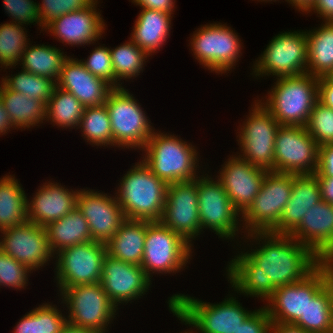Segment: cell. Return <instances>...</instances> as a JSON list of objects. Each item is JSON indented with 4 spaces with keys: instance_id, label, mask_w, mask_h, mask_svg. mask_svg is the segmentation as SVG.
I'll return each mask as SVG.
<instances>
[{
    "instance_id": "1",
    "label": "cell",
    "mask_w": 333,
    "mask_h": 333,
    "mask_svg": "<svg viewBox=\"0 0 333 333\" xmlns=\"http://www.w3.org/2000/svg\"><path fill=\"white\" fill-rule=\"evenodd\" d=\"M245 235L246 239L262 244L259 248L237 254L226 267L231 288L245 296L267 301L276 287L301 281L322 262L290 235L271 232Z\"/></svg>"
},
{
    "instance_id": "3",
    "label": "cell",
    "mask_w": 333,
    "mask_h": 333,
    "mask_svg": "<svg viewBox=\"0 0 333 333\" xmlns=\"http://www.w3.org/2000/svg\"><path fill=\"white\" fill-rule=\"evenodd\" d=\"M115 194L126 219L160 221L168 184L141 160L121 178Z\"/></svg>"
},
{
    "instance_id": "36",
    "label": "cell",
    "mask_w": 333,
    "mask_h": 333,
    "mask_svg": "<svg viewBox=\"0 0 333 333\" xmlns=\"http://www.w3.org/2000/svg\"><path fill=\"white\" fill-rule=\"evenodd\" d=\"M55 305L43 303L25 314L13 333H61L68 323L67 316Z\"/></svg>"
},
{
    "instance_id": "37",
    "label": "cell",
    "mask_w": 333,
    "mask_h": 333,
    "mask_svg": "<svg viewBox=\"0 0 333 333\" xmlns=\"http://www.w3.org/2000/svg\"><path fill=\"white\" fill-rule=\"evenodd\" d=\"M115 88H121V79H133L143 72L145 60L149 55L138 47L131 39L115 49L110 47ZM119 81V82H118Z\"/></svg>"
},
{
    "instance_id": "49",
    "label": "cell",
    "mask_w": 333,
    "mask_h": 333,
    "mask_svg": "<svg viewBox=\"0 0 333 333\" xmlns=\"http://www.w3.org/2000/svg\"><path fill=\"white\" fill-rule=\"evenodd\" d=\"M318 98L321 103L333 109V84L325 76L319 78Z\"/></svg>"
},
{
    "instance_id": "51",
    "label": "cell",
    "mask_w": 333,
    "mask_h": 333,
    "mask_svg": "<svg viewBox=\"0 0 333 333\" xmlns=\"http://www.w3.org/2000/svg\"><path fill=\"white\" fill-rule=\"evenodd\" d=\"M321 188V198L333 205V177H317Z\"/></svg>"
},
{
    "instance_id": "4",
    "label": "cell",
    "mask_w": 333,
    "mask_h": 333,
    "mask_svg": "<svg viewBox=\"0 0 333 333\" xmlns=\"http://www.w3.org/2000/svg\"><path fill=\"white\" fill-rule=\"evenodd\" d=\"M319 78L305 73L277 78L260 103L281 126H305L318 98Z\"/></svg>"
},
{
    "instance_id": "12",
    "label": "cell",
    "mask_w": 333,
    "mask_h": 333,
    "mask_svg": "<svg viewBox=\"0 0 333 333\" xmlns=\"http://www.w3.org/2000/svg\"><path fill=\"white\" fill-rule=\"evenodd\" d=\"M254 101L247 119L239 127L240 132H237V141L243 153L238 156L254 166L274 172V145L281 125L259 100Z\"/></svg>"
},
{
    "instance_id": "39",
    "label": "cell",
    "mask_w": 333,
    "mask_h": 333,
    "mask_svg": "<svg viewBox=\"0 0 333 333\" xmlns=\"http://www.w3.org/2000/svg\"><path fill=\"white\" fill-rule=\"evenodd\" d=\"M23 26L11 21L0 24V68H12L20 64L18 62L30 43Z\"/></svg>"
},
{
    "instance_id": "18",
    "label": "cell",
    "mask_w": 333,
    "mask_h": 333,
    "mask_svg": "<svg viewBox=\"0 0 333 333\" xmlns=\"http://www.w3.org/2000/svg\"><path fill=\"white\" fill-rule=\"evenodd\" d=\"M0 232L3 234L0 250L31 271L38 270L55 256L43 226L27 221Z\"/></svg>"
},
{
    "instance_id": "27",
    "label": "cell",
    "mask_w": 333,
    "mask_h": 333,
    "mask_svg": "<svg viewBox=\"0 0 333 333\" xmlns=\"http://www.w3.org/2000/svg\"><path fill=\"white\" fill-rule=\"evenodd\" d=\"M162 11L142 8L135 20L131 39L149 56L162 48L170 36L173 15ZM153 53V54H152Z\"/></svg>"
},
{
    "instance_id": "56",
    "label": "cell",
    "mask_w": 333,
    "mask_h": 333,
    "mask_svg": "<svg viewBox=\"0 0 333 333\" xmlns=\"http://www.w3.org/2000/svg\"><path fill=\"white\" fill-rule=\"evenodd\" d=\"M330 272L331 280L333 281V250L322 260Z\"/></svg>"
},
{
    "instance_id": "50",
    "label": "cell",
    "mask_w": 333,
    "mask_h": 333,
    "mask_svg": "<svg viewBox=\"0 0 333 333\" xmlns=\"http://www.w3.org/2000/svg\"><path fill=\"white\" fill-rule=\"evenodd\" d=\"M317 13L323 22H333V0H315L314 5L308 11Z\"/></svg>"
},
{
    "instance_id": "46",
    "label": "cell",
    "mask_w": 333,
    "mask_h": 333,
    "mask_svg": "<svg viewBox=\"0 0 333 333\" xmlns=\"http://www.w3.org/2000/svg\"><path fill=\"white\" fill-rule=\"evenodd\" d=\"M271 324L269 314L263 306L255 309L235 333H271Z\"/></svg>"
},
{
    "instance_id": "26",
    "label": "cell",
    "mask_w": 333,
    "mask_h": 333,
    "mask_svg": "<svg viewBox=\"0 0 333 333\" xmlns=\"http://www.w3.org/2000/svg\"><path fill=\"white\" fill-rule=\"evenodd\" d=\"M321 200V188L315 174H294L289 201L284 207L279 223L271 233L289 235L300 224L306 211Z\"/></svg>"
},
{
    "instance_id": "13",
    "label": "cell",
    "mask_w": 333,
    "mask_h": 333,
    "mask_svg": "<svg viewBox=\"0 0 333 333\" xmlns=\"http://www.w3.org/2000/svg\"><path fill=\"white\" fill-rule=\"evenodd\" d=\"M106 244L88 241L56 253L55 275L60 293L76 285L95 284L101 281Z\"/></svg>"
},
{
    "instance_id": "23",
    "label": "cell",
    "mask_w": 333,
    "mask_h": 333,
    "mask_svg": "<svg viewBox=\"0 0 333 333\" xmlns=\"http://www.w3.org/2000/svg\"><path fill=\"white\" fill-rule=\"evenodd\" d=\"M289 235L324 260L333 250V205L323 200L312 205Z\"/></svg>"
},
{
    "instance_id": "57",
    "label": "cell",
    "mask_w": 333,
    "mask_h": 333,
    "mask_svg": "<svg viewBox=\"0 0 333 333\" xmlns=\"http://www.w3.org/2000/svg\"><path fill=\"white\" fill-rule=\"evenodd\" d=\"M325 77L333 84V69L328 72Z\"/></svg>"
},
{
    "instance_id": "55",
    "label": "cell",
    "mask_w": 333,
    "mask_h": 333,
    "mask_svg": "<svg viewBox=\"0 0 333 333\" xmlns=\"http://www.w3.org/2000/svg\"><path fill=\"white\" fill-rule=\"evenodd\" d=\"M61 333H98L92 329L88 328H83V327H78L74 326L70 323H67Z\"/></svg>"
},
{
    "instance_id": "34",
    "label": "cell",
    "mask_w": 333,
    "mask_h": 333,
    "mask_svg": "<svg viewBox=\"0 0 333 333\" xmlns=\"http://www.w3.org/2000/svg\"><path fill=\"white\" fill-rule=\"evenodd\" d=\"M67 58L68 56L55 46L44 44L30 46L29 43L19 62L23 70L47 77L57 83L62 65Z\"/></svg>"
},
{
    "instance_id": "43",
    "label": "cell",
    "mask_w": 333,
    "mask_h": 333,
    "mask_svg": "<svg viewBox=\"0 0 333 333\" xmlns=\"http://www.w3.org/2000/svg\"><path fill=\"white\" fill-rule=\"evenodd\" d=\"M31 270L0 250V287L25 288Z\"/></svg>"
},
{
    "instance_id": "14",
    "label": "cell",
    "mask_w": 333,
    "mask_h": 333,
    "mask_svg": "<svg viewBox=\"0 0 333 333\" xmlns=\"http://www.w3.org/2000/svg\"><path fill=\"white\" fill-rule=\"evenodd\" d=\"M331 279L327 266L321 262L299 282L276 287L265 308L271 322L294 324L304 315L308 301Z\"/></svg>"
},
{
    "instance_id": "42",
    "label": "cell",
    "mask_w": 333,
    "mask_h": 333,
    "mask_svg": "<svg viewBox=\"0 0 333 333\" xmlns=\"http://www.w3.org/2000/svg\"><path fill=\"white\" fill-rule=\"evenodd\" d=\"M95 0H42L38 4L40 27L43 29L48 23L66 13L82 10L90 6Z\"/></svg>"
},
{
    "instance_id": "38",
    "label": "cell",
    "mask_w": 333,
    "mask_h": 333,
    "mask_svg": "<svg viewBox=\"0 0 333 333\" xmlns=\"http://www.w3.org/2000/svg\"><path fill=\"white\" fill-rule=\"evenodd\" d=\"M78 128L89 144L113 146L111 121L105 104L85 107Z\"/></svg>"
},
{
    "instance_id": "2",
    "label": "cell",
    "mask_w": 333,
    "mask_h": 333,
    "mask_svg": "<svg viewBox=\"0 0 333 333\" xmlns=\"http://www.w3.org/2000/svg\"><path fill=\"white\" fill-rule=\"evenodd\" d=\"M167 303L174 316L199 333H235L255 311L245 310L232 295L223 302L212 304L189 295L174 294Z\"/></svg>"
},
{
    "instance_id": "54",
    "label": "cell",
    "mask_w": 333,
    "mask_h": 333,
    "mask_svg": "<svg viewBox=\"0 0 333 333\" xmlns=\"http://www.w3.org/2000/svg\"><path fill=\"white\" fill-rule=\"evenodd\" d=\"M294 6L298 11H302L303 13H308V11L314 5L315 0H285Z\"/></svg>"
},
{
    "instance_id": "29",
    "label": "cell",
    "mask_w": 333,
    "mask_h": 333,
    "mask_svg": "<svg viewBox=\"0 0 333 333\" xmlns=\"http://www.w3.org/2000/svg\"><path fill=\"white\" fill-rule=\"evenodd\" d=\"M45 229L54 254L64 248L92 241L88 222L77 207L61 219L49 223Z\"/></svg>"
},
{
    "instance_id": "16",
    "label": "cell",
    "mask_w": 333,
    "mask_h": 333,
    "mask_svg": "<svg viewBox=\"0 0 333 333\" xmlns=\"http://www.w3.org/2000/svg\"><path fill=\"white\" fill-rule=\"evenodd\" d=\"M205 175L197 177L201 232L207 228L219 238L234 239L240 230L237 220L241 214L233 207L221 182Z\"/></svg>"
},
{
    "instance_id": "25",
    "label": "cell",
    "mask_w": 333,
    "mask_h": 333,
    "mask_svg": "<svg viewBox=\"0 0 333 333\" xmlns=\"http://www.w3.org/2000/svg\"><path fill=\"white\" fill-rule=\"evenodd\" d=\"M79 190H72L59 183L45 182L37 189L32 200H27L28 221L46 227L61 219L77 207Z\"/></svg>"
},
{
    "instance_id": "31",
    "label": "cell",
    "mask_w": 333,
    "mask_h": 333,
    "mask_svg": "<svg viewBox=\"0 0 333 333\" xmlns=\"http://www.w3.org/2000/svg\"><path fill=\"white\" fill-rule=\"evenodd\" d=\"M317 28L306 32L307 67L309 74L320 78L333 69V22H324Z\"/></svg>"
},
{
    "instance_id": "21",
    "label": "cell",
    "mask_w": 333,
    "mask_h": 333,
    "mask_svg": "<svg viewBox=\"0 0 333 333\" xmlns=\"http://www.w3.org/2000/svg\"><path fill=\"white\" fill-rule=\"evenodd\" d=\"M217 175L233 207L242 214L259 194L267 170L232 155Z\"/></svg>"
},
{
    "instance_id": "44",
    "label": "cell",
    "mask_w": 333,
    "mask_h": 333,
    "mask_svg": "<svg viewBox=\"0 0 333 333\" xmlns=\"http://www.w3.org/2000/svg\"><path fill=\"white\" fill-rule=\"evenodd\" d=\"M87 60H80L83 66L93 75L105 80L115 88V75L113 72L110 48L104 46L95 47Z\"/></svg>"
},
{
    "instance_id": "40",
    "label": "cell",
    "mask_w": 333,
    "mask_h": 333,
    "mask_svg": "<svg viewBox=\"0 0 333 333\" xmlns=\"http://www.w3.org/2000/svg\"><path fill=\"white\" fill-rule=\"evenodd\" d=\"M11 76H6L1 81L9 89L22 93L31 99L39 100L46 106L56 86L53 80L35 75L23 69L17 74H11Z\"/></svg>"
},
{
    "instance_id": "52",
    "label": "cell",
    "mask_w": 333,
    "mask_h": 333,
    "mask_svg": "<svg viewBox=\"0 0 333 333\" xmlns=\"http://www.w3.org/2000/svg\"><path fill=\"white\" fill-rule=\"evenodd\" d=\"M271 333H310L300 327L293 324H283L272 322Z\"/></svg>"
},
{
    "instance_id": "48",
    "label": "cell",
    "mask_w": 333,
    "mask_h": 333,
    "mask_svg": "<svg viewBox=\"0 0 333 333\" xmlns=\"http://www.w3.org/2000/svg\"><path fill=\"white\" fill-rule=\"evenodd\" d=\"M141 8L174 14L175 0H131Z\"/></svg>"
},
{
    "instance_id": "8",
    "label": "cell",
    "mask_w": 333,
    "mask_h": 333,
    "mask_svg": "<svg viewBox=\"0 0 333 333\" xmlns=\"http://www.w3.org/2000/svg\"><path fill=\"white\" fill-rule=\"evenodd\" d=\"M192 249L177 232L160 221L147 220L141 267L149 278L153 277V273H177L185 268Z\"/></svg>"
},
{
    "instance_id": "28",
    "label": "cell",
    "mask_w": 333,
    "mask_h": 333,
    "mask_svg": "<svg viewBox=\"0 0 333 333\" xmlns=\"http://www.w3.org/2000/svg\"><path fill=\"white\" fill-rule=\"evenodd\" d=\"M146 231L147 220L126 219L106 243L107 255L141 266Z\"/></svg>"
},
{
    "instance_id": "22",
    "label": "cell",
    "mask_w": 333,
    "mask_h": 333,
    "mask_svg": "<svg viewBox=\"0 0 333 333\" xmlns=\"http://www.w3.org/2000/svg\"><path fill=\"white\" fill-rule=\"evenodd\" d=\"M98 0L82 10L66 13L55 18L44 28L63 44L89 45L101 39L105 32L106 24L101 17V12H97ZM48 29V30H47Z\"/></svg>"
},
{
    "instance_id": "59",
    "label": "cell",
    "mask_w": 333,
    "mask_h": 333,
    "mask_svg": "<svg viewBox=\"0 0 333 333\" xmlns=\"http://www.w3.org/2000/svg\"><path fill=\"white\" fill-rule=\"evenodd\" d=\"M192 331H193V330H191V331L189 330V332H188V331H185L184 333H193ZM181 333H182V332H181Z\"/></svg>"
},
{
    "instance_id": "9",
    "label": "cell",
    "mask_w": 333,
    "mask_h": 333,
    "mask_svg": "<svg viewBox=\"0 0 333 333\" xmlns=\"http://www.w3.org/2000/svg\"><path fill=\"white\" fill-rule=\"evenodd\" d=\"M60 295L62 304L69 309L68 323L98 333L108 332L107 326L119 309L110 301L100 282L66 287Z\"/></svg>"
},
{
    "instance_id": "32",
    "label": "cell",
    "mask_w": 333,
    "mask_h": 333,
    "mask_svg": "<svg viewBox=\"0 0 333 333\" xmlns=\"http://www.w3.org/2000/svg\"><path fill=\"white\" fill-rule=\"evenodd\" d=\"M310 333H333V281L330 279L311 299L304 315L293 324Z\"/></svg>"
},
{
    "instance_id": "15",
    "label": "cell",
    "mask_w": 333,
    "mask_h": 333,
    "mask_svg": "<svg viewBox=\"0 0 333 333\" xmlns=\"http://www.w3.org/2000/svg\"><path fill=\"white\" fill-rule=\"evenodd\" d=\"M319 146L305 126H280L274 145V172L315 174Z\"/></svg>"
},
{
    "instance_id": "53",
    "label": "cell",
    "mask_w": 333,
    "mask_h": 333,
    "mask_svg": "<svg viewBox=\"0 0 333 333\" xmlns=\"http://www.w3.org/2000/svg\"><path fill=\"white\" fill-rule=\"evenodd\" d=\"M11 127L14 129L10 117L7 114V111L5 110V107L3 106V103L0 99V135L7 134Z\"/></svg>"
},
{
    "instance_id": "45",
    "label": "cell",
    "mask_w": 333,
    "mask_h": 333,
    "mask_svg": "<svg viewBox=\"0 0 333 333\" xmlns=\"http://www.w3.org/2000/svg\"><path fill=\"white\" fill-rule=\"evenodd\" d=\"M4 8L16 24L36 23L40 27L38 4L33 0H3Z\"/></svg>"
},
{
    "instance_id": "41",
    "label": "cell",
    "mask_w": 333,
    "mask_h": 333,
    "mask_svg": "<svg viewBox=\"0 0 333 333\" xmlns=\"http://www.w3.org/2000/svg\"><path fill=\"white\" fill-rule=\"evenodd\" d=\"M305 128L319 147L333 143V109L318 100Z\"/></svg>"
},
{
    "instance_id": "33",
    "label": "cell",
    "mask_w": 333,
    "mask_h": 333,
    "mask_svg": "<svg viewBox=\"0 0 333 333\" xmlns=\"http://www.w3.org/2000/svg\"><path fill=\"white\" fill-rule=\"evenodd\" d=\"M19 183L14 175L0 178V231L28 221V198Z\"/></svg>"
},
{
    "instance_id": "20",
    "label": "cell",
    "mask_w": 333,
    "mask_h": 333,
    "mask_svg": "<svg viewBox=\"0 0 333 333\" xmlns=\"http://www.w3.org/2000/svg\"><path fill=\"white\" fill-rule=\"evenodd\" d=\"M104 192L79 190L77 208L86 218L92 241L107 243L126 220L116 196Z\"/></svg>"
},
{
    "instance_id": "35",
    "label": "cell",
    "mask_w": 333,
    "mask_h": 333,
    "mask_svg": "<svg viewBox=\"0 0 333 333\" xmlns=\"http://www.w3.org/2000/svg\"><path fill=\"white\" fill-rule=\"evenodd\" d=\"M85 106L70 92L55 86L46 104L45 120L61 128L80 125Z\"/></svg>"
},
{
    "instance_id": "7",
    "label": "cell",
    "mask_w": 333,
    "mask_h": 333,
    "mask_svg": "<svg viewBox=\"0 0 333 333\" xmlns=\"http://www.w3.org/2000/svg\"><path fill=\"white\" fill-rule=\"evenodd\" d=\"M294 174L268 171L259 194L241 214L242 226L247 233L271 232L279 223L284 207L289 201Z\"/></svg>"
},
{
    "instance_id": "10",
    "label": "cell",
    "mask_w": 333,
    "mask_h": 333,
    "mask_svg": "<svg viewBox=\"0 0 333 333\" xmlns=\"http://www.w3.org/2000/svg\"><path fill=\"white\" fill-rule=\"evenodd\" d=\"M306 31H287L275 35L258 57L252 74L277 78L308 73Z\"/></svg>"
},
{
    "instance_id": "5",
    "label": "cell",
    "mask_w": 333,
    "mask_h": 333,
    "mask_svg": "<svg viewBox=\"0 0 333 333\" xmlns=\"http://www.w3.org/2000/svg\"><path fill=\"white\" fill-rule=\"evenodd\" d=\"M143 162L151 172L167 184L195 180L199 166L198 152L174 134L153 132L146 145Z\"/></svg>"
},
{
    "instance_id": "30",
    "label": "cell",
    "mask_w": 333,
    "mask_h": 333,
    "mask_svg": "<svg viewBox=\"0 0 333 333\" xmlns=\"http://www.w3.org/2000/svg\"><path fill=\"white\" fill-rule=\"evenodd\" d=\"M0 84V99L15 129H26L43 123L46 106L41 101L9 89L2 81Z\"/></svg>"
},
{
    "instance_id": "24",
    "label": "cell",
    "mask_w": 333,
    "mask_h": 333,
    "mask_svg": "<svg viewBox=\"0 0 333 333\" xmlns=\"http://www.w3.org/2000/svg\"><path fill=\"white\" fill-rule=\"evenodd\" d=\"M56 86L73 94L85 107L105 104L114 89L87 70L80 60L69 56L62 65Z\"/></svg>"
},
{
    "instance_id": "11",
    "label": "cell",
    "mask_w": 333,
    "mask_h": 333,
    "mask_svg": "<svg viewBox=\"0 0 333 333\" xmlns=\"http://www.w3.org/2000/svg\"><path fill=\"white\" fill-rule=\"evenodd\" d=\"M231 27L221 23L203 25L190 38L195 59L211 72L225 74L241 57V40Z\"/></svg>"
},
{
    "instance_id": "17",
    "label": "cell",
    "mask_w": 333,
    "mask_h": 333,
    "mask_svg": "<svg viewBox=\"0 0 333 333\" xmlns=\"http://www.w3.org/2000/svg\"><path fill=\"white\" fill-rule=\"evenodd\" d=\"M197 189V178L168 184L160 220L163 225L177 232L192 247V239H196L201 233Z\"/></svg>"
},
{
    "instance_id": "6",
    "label": "cell",
    "mask_w": 333,
    "mask_h": 333,
    "mask_svg": "<svg viewBox=\"0 0 333 333\" xmlns=\"http://www.w3.org/2000/svg\"><path fill=\"white\" fill-rule=\"evenodd\" d=\"M105 106L111 121L113 146L143 149L155 128L133 94L124 87L114 88Z\"/></svg>"
},
{
    "instance_id": "58",
    "label": "cell",
    "mask_w": 333,
    "mask_h": 333,
    "mask_svg": "<svg viewBox=\"0 0 333 333\" xmlns=\"http://www.w3.org/2000/svg\"><path fill=\"white\" fill-rule=\"evenodd\" d=\"M259 1H261V2H262V1H265V2H269V1H270V2L272 1V2H273V1H274V2H275V1H278V0H259Z\"/></svg>"
},
{
    "instance_id": "47",
    "label": "cell",
    "mask_w": 333,
    "mask_h": 333,
    "mask_svg": "<svg viewBox=\"0 0 333 333\" xmlns=\"http://www.w3.org/2000/svg\"><path fill=\"white\" fill-rule=\"evenodd\" d=\"M316 177H333V143L319 147Z\"/></svg>"
},
{
    "instance_id": "19",
    "label": "cell",
    "mask_w": 333,
    "mask_h": 333,
    "mask_svg": "<svg viewBox=\"0 0 333 333\" xmlns=\"http://www.w3.org/2000/svg\"><path fill=\"white\" fill-rule=\"evenodd\" d=\"M151 282V278L140 265L124 262L106 254L100 283L117 308L120 303L127 304L131 300L141 298L140 296L143 297Z\"/></svg>"
}]
</instances>
